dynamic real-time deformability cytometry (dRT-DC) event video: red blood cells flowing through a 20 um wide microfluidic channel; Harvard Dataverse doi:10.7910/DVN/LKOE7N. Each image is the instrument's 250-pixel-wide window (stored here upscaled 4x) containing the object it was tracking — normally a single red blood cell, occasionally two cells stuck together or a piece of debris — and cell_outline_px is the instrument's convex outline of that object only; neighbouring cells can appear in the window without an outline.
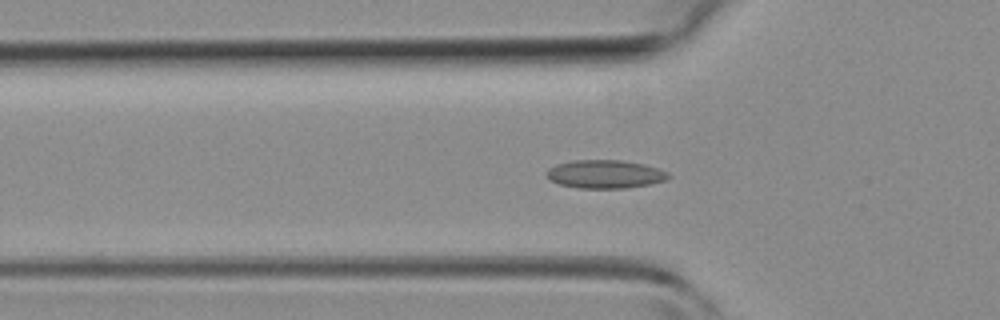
{"species": "common noctule bat (a hibernating species)", "species_latin": "Nyctalus noctula", "temperature_condition": "room temperature", "stored_images_in_passage": 44, "camera_frame_rate_fps": 3000, "um_per_image_px": 0.085, "animal": {"sex": "female", "body_mass_g": 19.3, "forearm_length_mm": 54.1}, "frame": {"image": 1, "passage_image": 14, "time_ms": 4.333, "image_size_px": [1000, 320], "cell_outline_px": [[672, 176], [668, 180], [648, 184], [624, 188], [576, 188], [560, 184], [552, 180], [544, 172], [548, 168], [556, 164], [572, 160], [620, 160], [644, 164], [660, 168], [668, 172]], "centroid_in_image_um": [51.45, 14.79], "position_along_channel_um": 74.3, "area_um2": 20.23}}
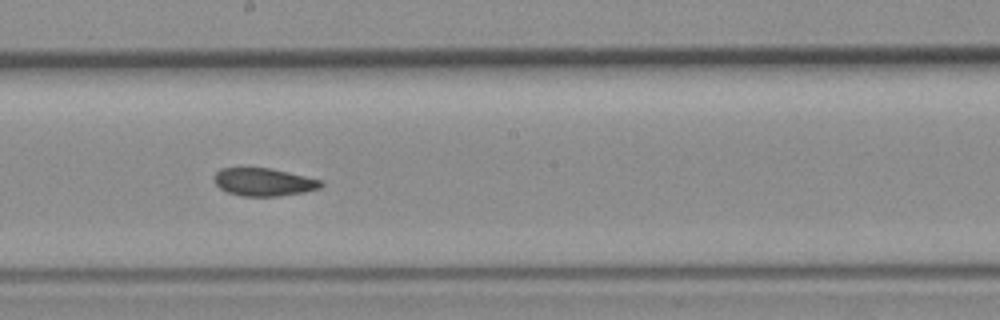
{"frame": {"image": 2, "passage_image": 24, "time_ms": 7.667, "image_size_px": [1000, 320], "cell_outline_px": [[324, 184], [320, 188], [304, 192], [280, 196], [244, 196], [228, 192], [220, 188], [216, 184], [216, 172], [220, 168], [272, 168], [324, 180]], "centroid_in_image_um": [22.49, 15.47], "position_along_channel_um": 225.7, "area_um2": 17.34}}
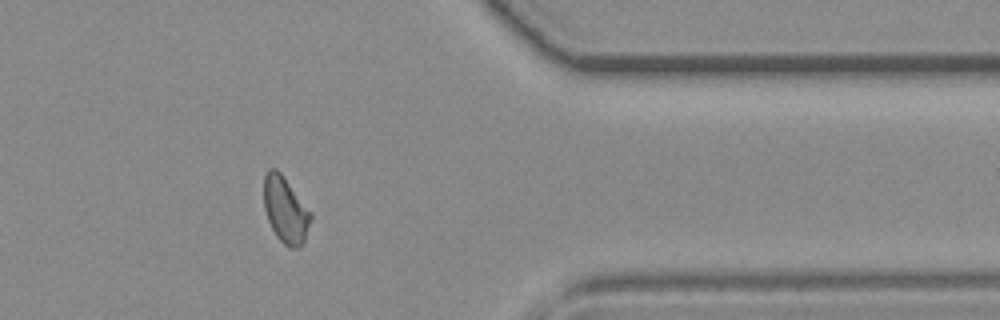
{"frame": {"image": 3, "passage_image": 36, "time_ms": 11.667, "image_size_px": [1000, 320], "cell_outline_px": [[312, 220], [304, 240], [300, 248], [288, 248], [276, 236], [268, 220], [264, 208], [264, 176], [268, 168], [276, 168], [280, 172], [312, 212]], "centroid_in_image_um": [24.27, 17.85], "position_along_channel_um": 387.1, "area_um2": 18.21}}